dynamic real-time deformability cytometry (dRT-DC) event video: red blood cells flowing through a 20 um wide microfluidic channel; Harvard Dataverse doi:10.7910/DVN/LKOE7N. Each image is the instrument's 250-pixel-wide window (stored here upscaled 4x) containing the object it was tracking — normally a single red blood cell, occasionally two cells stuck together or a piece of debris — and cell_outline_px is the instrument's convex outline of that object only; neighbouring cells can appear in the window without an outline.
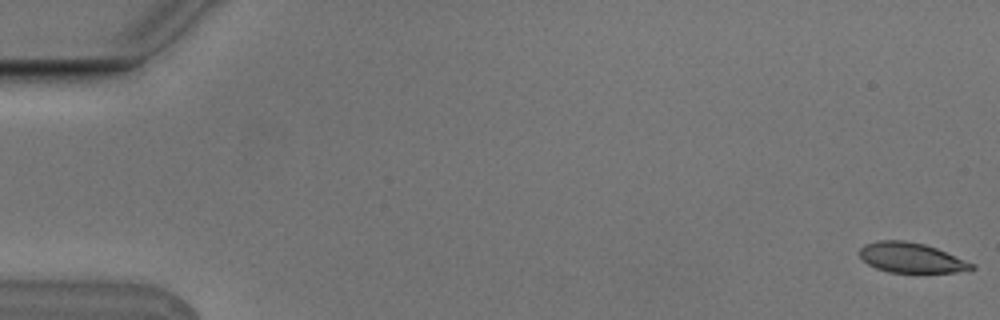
{"species": "Egyptian fruit bat (a non-hibernating species)", "species_latin": "Rousettus aegyptiacus", "temperature_condition": "cold", "stored_images_in_passage": 5, "camera_frame_rate_fps": 3000, "um_per_image_px": 0.085, "animal": {"sex": "male"}, "frame": {"image": 1, "passage_image": 1, "time_ms": 0.0, "image_size_px": [1000, 320], "cell_outline_px": [[976, 268], [956, 272], [888, 272], [876, 268], [868, 264], [860, 256], [860, 248], [864, 244], [880, 240], [904, 240], [924, 244], [936, 248], [976, 264]], "centroid_in_image_um": [77.46, 21.9], "position_along_channel_um": 7.5, "area_um2": 19.48}}
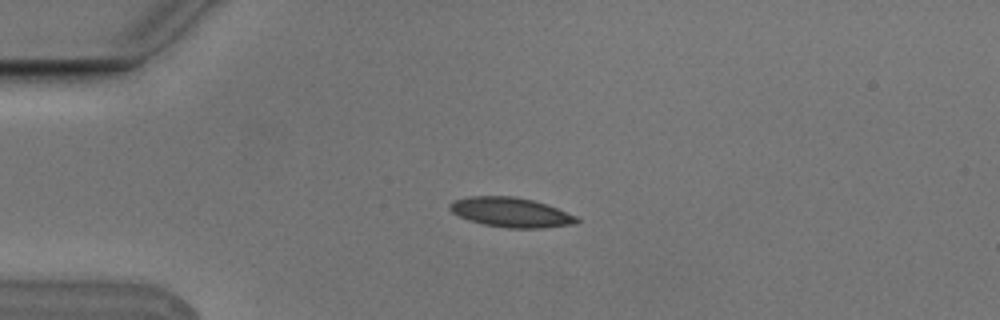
{"frame": {"image": 2, "passage_image": 4, "time_ms": 1.0, "image_size_px": [1000, 320], "cell_outline_px": [[580, 220], [576, 224], [544, 228], [508, 228], [484, 224], [468, 220], [452, 212], [448, 208], [448, 204], [456, 200], [468, 196], [512, 196], [532, 200], [556, 208], [576, 216]], "centroid_in_image_um": [43.42, 18.05], "position_along_channel_um": 41.6, "area_um2": 21.79}}